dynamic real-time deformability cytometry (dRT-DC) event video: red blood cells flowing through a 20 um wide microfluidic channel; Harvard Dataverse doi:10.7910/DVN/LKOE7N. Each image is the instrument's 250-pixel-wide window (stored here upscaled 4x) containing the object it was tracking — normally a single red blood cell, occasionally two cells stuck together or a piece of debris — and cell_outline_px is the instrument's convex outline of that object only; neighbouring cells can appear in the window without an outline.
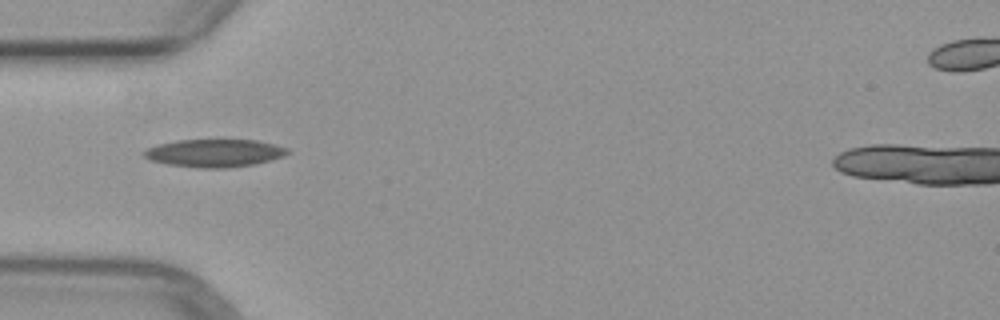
{"species": "common noctule bat (a hibernating species)", "species_latin": "Nyctalus noctula", "temperature_condition": "warm", "stored_images_in_passage": 5, "camera_frame_rate_fps": 3000, "um_per_image_px": 0.085, "animal": {"sex": "female", "body_mass_g": 29.2, "forearm_length_mm": 56.3}, "frame": {"image": 1, "passage_image": 4, "time_ms": 4.667, "image_size_px": [1000, 320], "cell_outline_px": [[288, 152], [284, 156], [252, 164], [224, 168], [200, 168], [168, 164], [148, 160], [144, 156], [144, 148], [176, 140], [256, 140], [288, 148]], "centroid_in_image_um": [18.17, 13.01], "position_along_channel_um": 66.8, "area_um2": 23.0}}
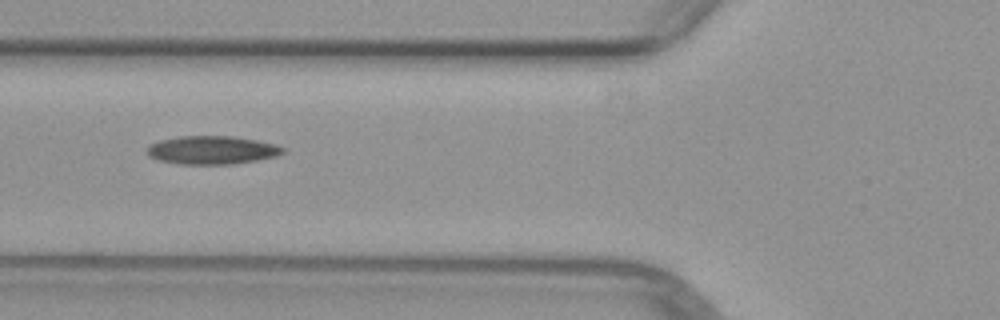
{"frame": {"image": 2, "passage_image": 5, "time_ms": 5.667, "image_size_px": [1000, 320], "cell_outline_px": [[284, 152], [276, 156], [256, 160], [232, 164], [180, 164], [160, 160], [148, 156], [148, 144], [160, 140], [180, 136], [232, 136], [256, 140], [276, 144], [284, 148]], "centroid_in_image_um": [18.01, 12.75], "position_along_channel_um": 107.8, "area_um2": 22.31}}